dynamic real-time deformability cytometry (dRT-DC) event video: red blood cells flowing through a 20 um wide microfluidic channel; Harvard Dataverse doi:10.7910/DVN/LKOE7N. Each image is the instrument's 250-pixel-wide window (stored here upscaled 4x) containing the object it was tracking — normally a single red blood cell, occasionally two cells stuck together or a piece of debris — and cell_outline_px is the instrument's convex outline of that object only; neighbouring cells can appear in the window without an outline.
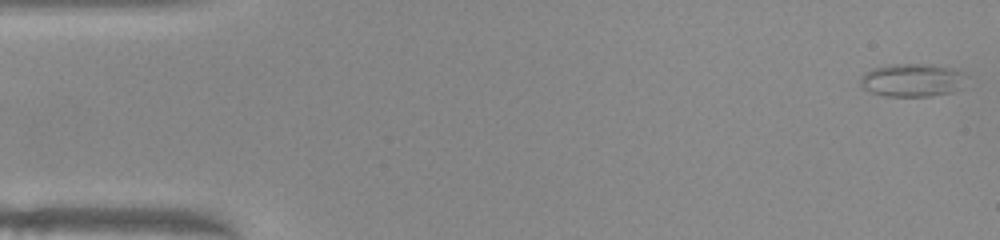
{"species": "common noctule bat (a hibernating species)", "species_latin": "Nyctalus noctula", "temperature_condition": "warm", "stored_images_in_passage": 51, "camera_frame_rate_fps": 3000, "um_per_image_px": 0.085, "animal": {"sex": "female", "body_mass_g": 22.0, "forearm_length_mm": 56.7}, "frame": {"image": 1, "passage_image": 1, "time_ms": 0.0, "image_size_px": [1000, 240], "cell_outline_px": [[960, 72], [956, 88], [952, 92], [932, 96], [884, 96], [868, 92], [860, 84], [860, 80], [864, 72], [872, 68], [888, 64], [932, 64], [952, 68]], "centroid_in_image_um": [77.36, 6.81], "position_along_channel_um": 7.6, "area_um2": 19.94}}
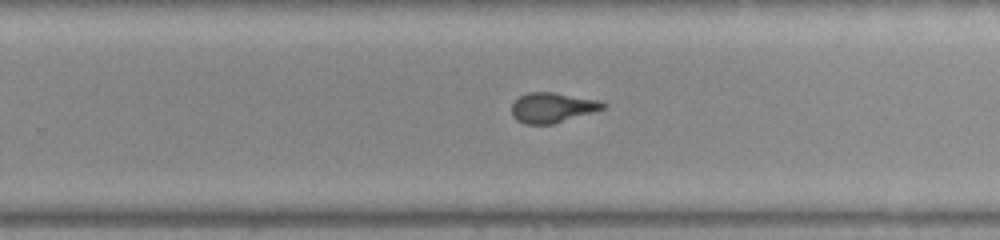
{"frame": {"image": 2, "passage_image": 32, "time_ms": 10.333, "image_size_px": [1000, 240], "cell_outline_px": [[608, 104], [604, 108], [592, 112], [552, 124], [524, 124], [516, 120], [512, 116], [512, 104], [520, 96], [528, 92], [552, 92], [600, 100]], "centroid_in_image_um": [46.94, 9.14], "position_along_channel_um": 282.9, "area_um2": 15.9}}
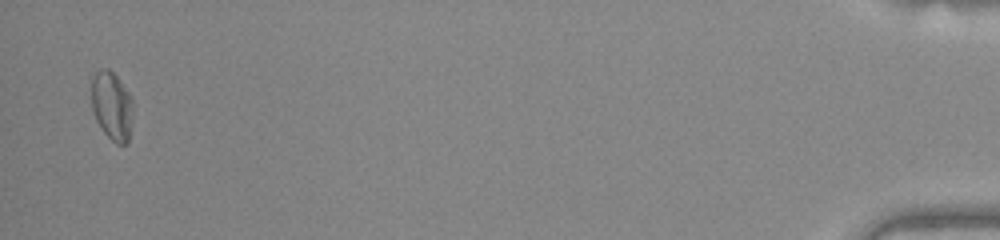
{"frame": {"image": 3, "passage_image": 50, "time_ms": 16.333, "image_size_px": [1000, 240], "cell_outline_px": [[132, 124], [128, 144], [116, 144], [104, 132], [96, 120], [92, 108], [92, 80], [96, 72], [100, 68], [108, 68], [116, 76], [132, 96]], "centroid_in_image_um": [9.53, 9.01], "position_along_channel_um": 425.7, "area_um2": 16.65}, "authors_computed_cell_mechanics": {"area_um2": 16.5886, "velocity_mm_per_s": 4.0135, "shape_relaxation_time_tau1_ms": null, "shape_relaxation_time_tau2_ms": 1.1933, "deformation_change_tau1": null, "deformation_change_tau2": 0.0857}}